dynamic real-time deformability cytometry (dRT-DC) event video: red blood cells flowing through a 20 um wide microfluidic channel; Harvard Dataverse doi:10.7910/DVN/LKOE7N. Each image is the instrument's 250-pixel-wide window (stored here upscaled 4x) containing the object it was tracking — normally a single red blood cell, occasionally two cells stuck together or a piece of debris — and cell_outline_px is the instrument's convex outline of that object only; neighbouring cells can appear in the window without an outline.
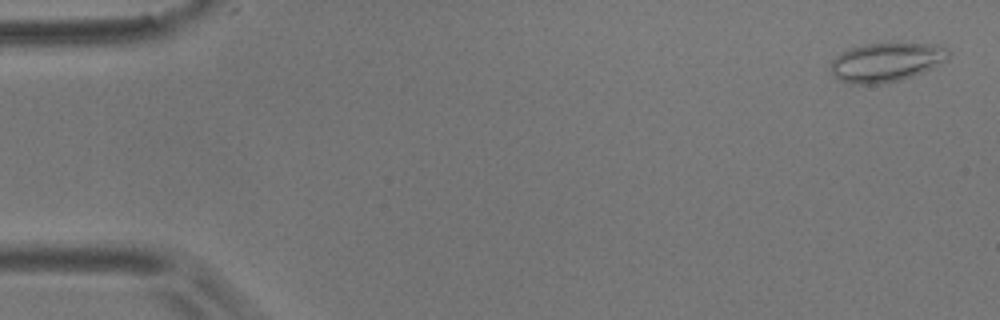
{"species": "common noctule bat (a hibernating species)", "species_latin": "Nyctalus noctula", "temperature_condition": "room temperature", "stored_images_in_passage": 56, "camera_frame_rate_fps": 3000, "um_per_image_px": 0.085, "animal": {"sex": "male", "body_mass_g": 17.9}, "frame": {"image": 1, "passage_image": 2, "time_ms": 0.333, "image_size_px": [1000, 320], "cell_outline_px": [[952, 52], [948, 60], [932, 68], [912, 76], [900, 80], [880, 84], [852, 84], [840, 80], [832, 72], [832, 60], [840, 52], [864, 44], [896, 40], [940, 44], [948, 48]], "centroid_in_image_um": [75.44, 5.22], "position_along_channel_um": 9.6, "area_um2": 27.8}}
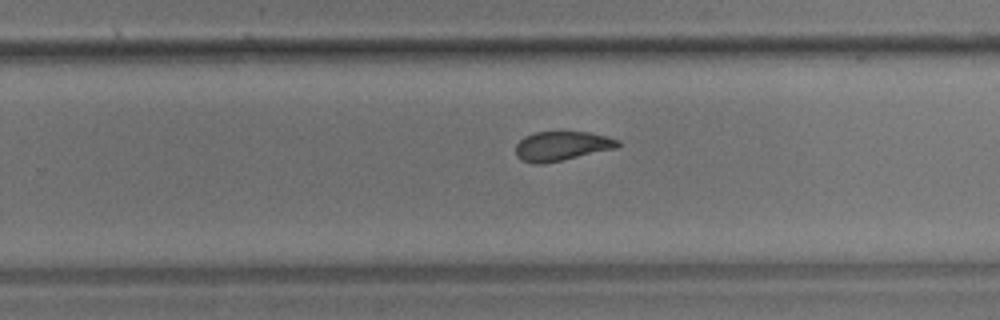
{"frame": {"image": 2, "passage_image": 36, "time_ms": 11.667, "image_size_px": [1000, 320], "cell_outline_px": [[620, 144], [616, 148], [564, 160], [544, 164], [532, 164], [520, 160], [516, 156], [516, 144], [524, 136], [532, 132], [588, 132], [608, 136], [620, 140]], "centroid_in_image_um": [47.73, 12.42], "position_along_channel_um": 282.1, "area_um2": 17.74}}
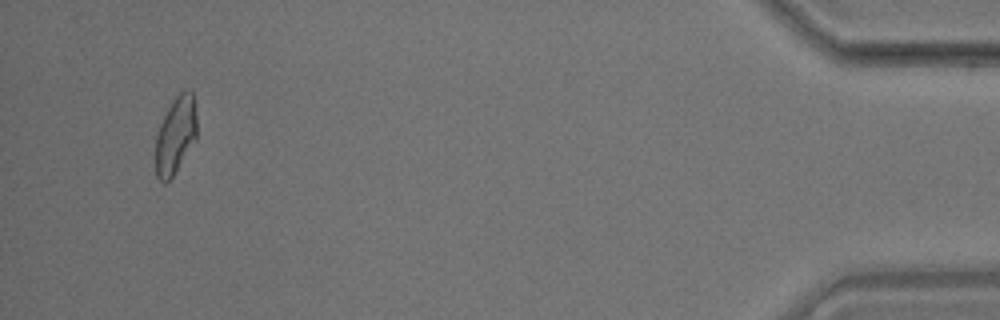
{"frame": {"image": 3, "passage_image": 54, "time_ms": 17.667, "image_size_px": [1000, 320], "cell_outline_px": [[196, 140], [172, 176], [164, 184], [156, 176], [156, 136], [160, 124], [168, 108], [176, 96], [180, 92], [192, 92], [196, 116]], "centroid_in_image_um": [14.91, 11.52], "position_along_channel_um": 420.3, "area_um2": 18.15}, "authors_computed_cell_mechanics": {"area_um2": 18.8428, "velocity_mm_per_s": 3.557, "shape_relaxation_time_tau1_ms": 8.5487, "shape_relaxation_time_tau2_ms": 2.3193, "deformation_change_tau1": 0.1742, "deformation_change_tau2": 0.0803}}